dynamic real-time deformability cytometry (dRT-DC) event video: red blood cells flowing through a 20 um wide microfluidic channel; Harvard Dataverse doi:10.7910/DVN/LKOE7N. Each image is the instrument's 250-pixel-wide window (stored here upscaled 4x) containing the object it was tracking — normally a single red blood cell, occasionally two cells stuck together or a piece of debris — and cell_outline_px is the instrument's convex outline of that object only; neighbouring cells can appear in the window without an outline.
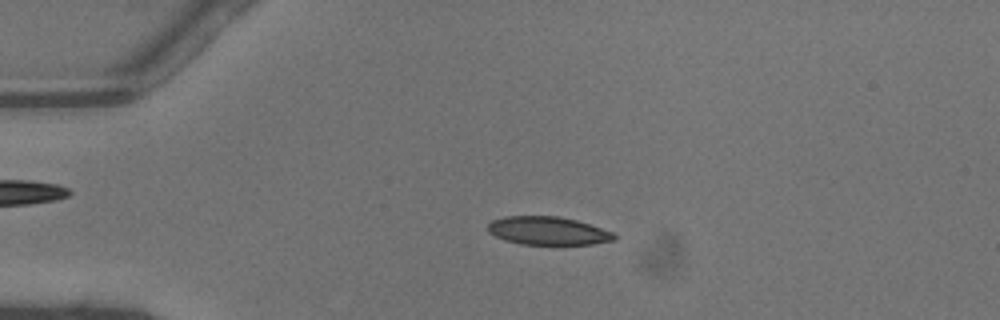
{"species": "common noctule bat (a hibernating species)", "species_latin": "Nyctalus noctula", "temperature_condition": "warm", "stored_images_in_passage": 47, "camera_frame_rate_fps": 3000, "um_per_image_px": 0.085, "animal": {"sex": "male", "body_mass_g": 13.3}, "frame": {"image": 1, "passage_image": 12, "time_ms": 3.667, "image_size_px": [1000, 320], "cell_outline_px": [[616, 240], [592, 244], [520, 244], [504, 240], [488, 232], [488, 224], [492, 220], [504, 216], [560, 216], [576, 220], [612, 232], [616, 236]], "centroid_in_image_um": [46.55, 19.61], "position_along_channel_um": 38.5, "area_um2": 20.69}}
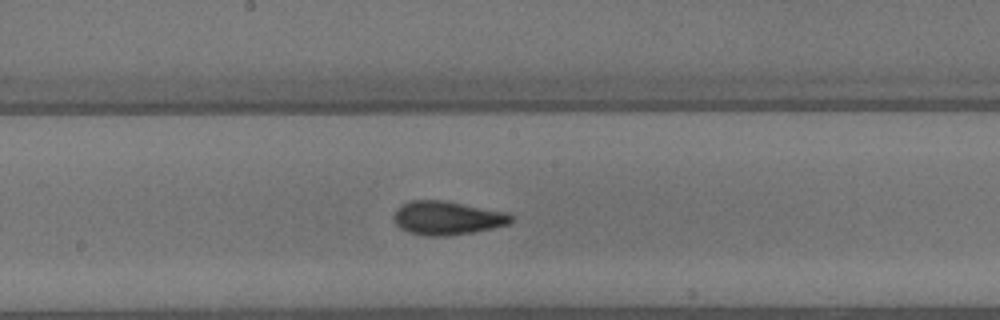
{"frame": {"image": 2, "passage_image": 26, "time_ms": 8.333, "image_size_px": [1000, 320], "cell_outline_px": [[516, 216], [508, 224], [492, 228], [472, 232], [448, 236], [428, 236], [408, 232], [400, 228], [396, 224], [392, 216], [396, 208], [400, 204], [412, 200], [444, 200], [508, 212]], "centroid_in_image_um": [38.0, 18.52], "position_along_channel_um": 210.2, "area_um2": 23.29}}
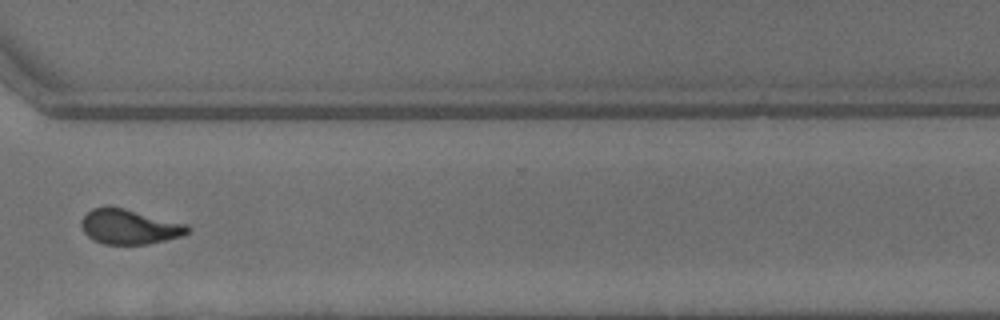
{"frame": {"image": 3, "passage_image": 36, "time_ms": 11.667, "image_size_px": [1000, 320], "cell_outline_px": [[192, 228], [188, 232], [180, 236], [148, 244], [104, 244], [92, 240], [84, 232], [80, 224], [80, 220], [92, 208], [124, 208], [188, 224]], "centroid_in_image_um": [11.0, 19.29], "position_along_channel_um": 359.6, "area_um2": 21.39}, "authors_computed_cell_mechanics": {"area_um2": 21.5016, "velocity_mm_per_s": 4.4923, "shape_relaxation_time_tau1_ms": 4.1129, "shape_relaxation_time_tau2_ms": 1.4492, "deformation_change_tau1": 0.1597, "deformation_change_tau2": 0.079}}